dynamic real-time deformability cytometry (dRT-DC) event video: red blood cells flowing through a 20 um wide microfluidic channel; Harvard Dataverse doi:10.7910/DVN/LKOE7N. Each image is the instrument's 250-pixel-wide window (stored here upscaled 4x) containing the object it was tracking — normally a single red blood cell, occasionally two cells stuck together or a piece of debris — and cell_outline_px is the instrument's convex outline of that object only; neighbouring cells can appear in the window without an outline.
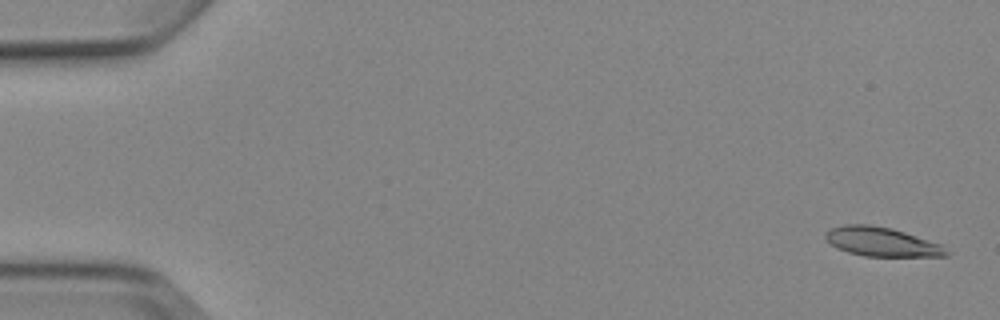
{"species": "Egyptian fruit bat (a non-hibernating species)", "species_latin": "Rousettus aegyptiacus", "temperature_condition": "cold", "stored_images_in_passage": 5, "camera_frame_rate_fps": 3000, "um_per_image_px": 0.085, "animal": {"sex": "female"}, "frame": {"image": 1, "passage_image": 1, "time_ms": 0.0, "image_size_px": [1000, 320], "cell_outline_px": [[952, 252], [948, 256], [864, 256], [848, 252], [836, 248], [824, 236], [824, 232], [832, 228], [844, 224], [872, 224], [892, 228], [940, 244]], "centroid_in_image_um": [74.94, 20.55], "position_along_channel_um": 10.1, "area_um2": 20.52}}
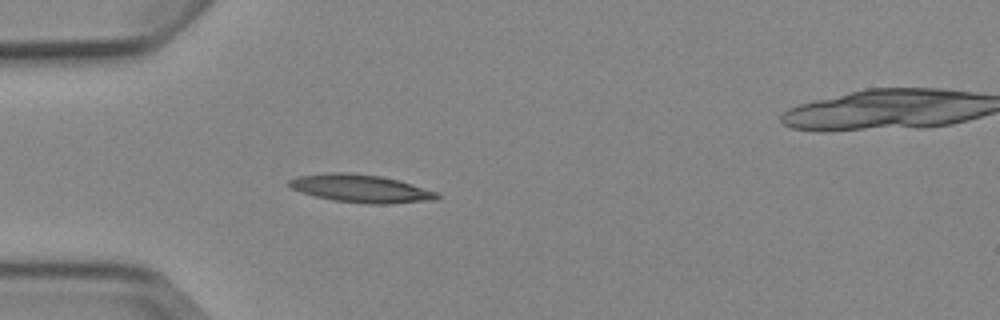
{"frame": {"image": 2, "passage_image": 5, "time_ms": 4.667, "image_size_px": [1000, 320], "cell_outline_px": [[440, 196], [436, 200], [388, 204], [368, 204], [332, 200], [300, 192], [292, 188], [288, 184], [288, 180], [296, 176], [324, 172], [348, 172], [380, 176], [400, 180], [440, 192]], "centroid_in_image_um": [30.7, 16.02], "position_along_channel_um": 54.3, "area_um2": 24.45}}